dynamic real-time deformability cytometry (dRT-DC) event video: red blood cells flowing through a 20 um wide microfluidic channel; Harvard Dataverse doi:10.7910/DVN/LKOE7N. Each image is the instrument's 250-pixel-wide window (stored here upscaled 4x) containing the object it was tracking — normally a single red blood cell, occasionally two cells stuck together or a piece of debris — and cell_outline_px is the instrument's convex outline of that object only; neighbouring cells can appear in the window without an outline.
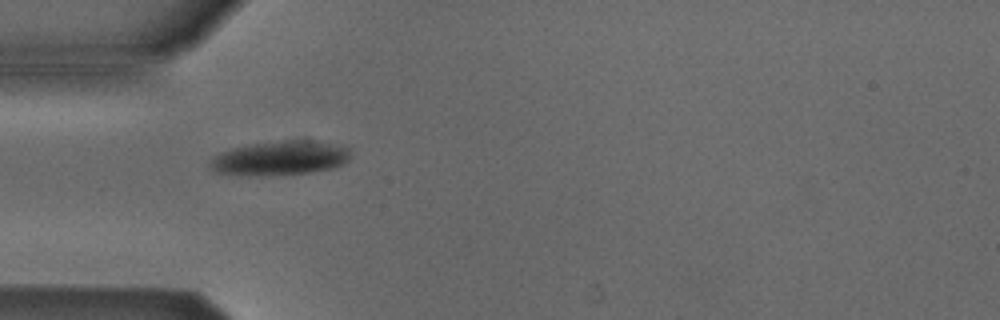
{"species": "Egyptian fruit bat (a non-hibernating species)", "species_latin": "Rousettus aegyptiacus", "temperature_condition": "cold", "stored_images_in_passage": 3, "camera_frame_rate_fps": 3000, "um_per_image_px": 0.085, "animal": {"sex": "male"}, "frame": {"image": 1, "passage_image": 2, "time_ms": 0.333, "image_size_px": [1000, 320], "cell_outline_px": [[348, 160], [344, 164], [332, 168], [308, 172], [268, 176], [248, 176], [216, 172], [208, 164], [220, 152], [232, 148], [256, 144], [288, 140], [308, 140], [348, 148]], "centroid_in_image_um": [23.76, 13.46], "position_along_channel_um": 61.2, "area_um2": 27.51}}
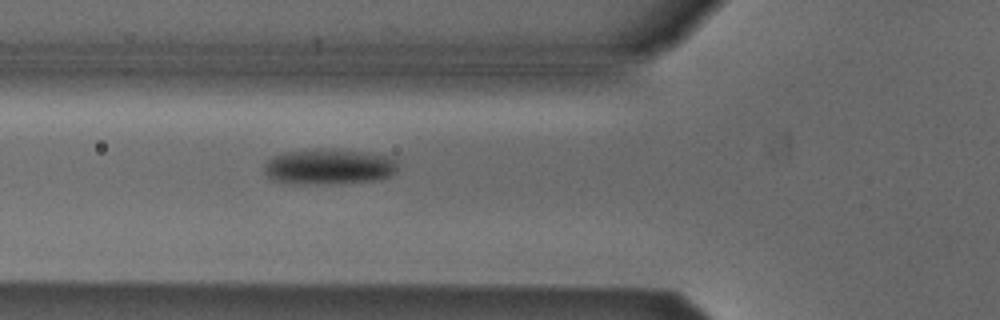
{"frame": {"image": 2, "passage_image": 3, "time_ms": 0.667, "image_size_px": [1000, 320], "cell_outline_px": [[396, 172], [380, 180], [328, 184], [304, 184], [272, 180], [264, 172], [264, 164], [272, 156], [284, 152], [320, 148], [328, 148], [364, 152], [388, 156], [396, 160]], "centroid_in_image_um": [27.94, 14.16], "position_along_channel_um": 97.9, "area_um2": 27.86}}